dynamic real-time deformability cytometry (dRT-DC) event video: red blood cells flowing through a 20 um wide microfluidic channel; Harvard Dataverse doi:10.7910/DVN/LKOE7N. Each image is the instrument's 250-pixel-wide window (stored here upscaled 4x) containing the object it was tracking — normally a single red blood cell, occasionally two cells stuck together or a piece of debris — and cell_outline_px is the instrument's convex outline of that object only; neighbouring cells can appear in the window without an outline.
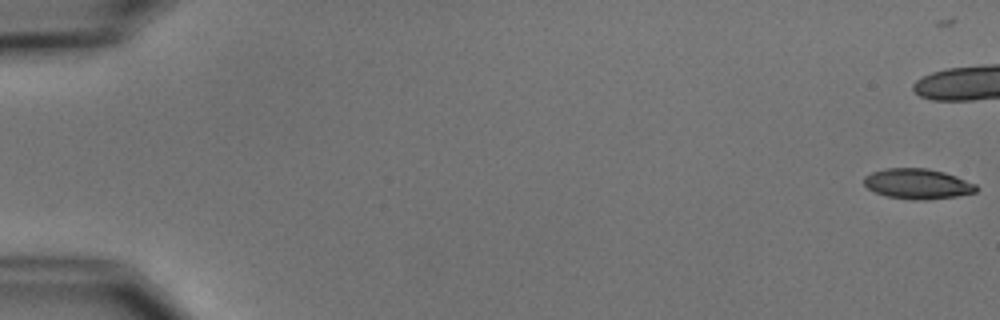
{"species": "common noctule bat (a hibernating species)", "species_latin": "Nyctalus noctula", "temperature_condition": "cold", "stored_images_in_passage": 8, "camera_frame_rate_fps": 3000, "um_per_image_px": 0.085, "animal": {"sex": "male", "body_mass_g": 15.6}, "frame": {"image": 1, "passage_image": 1, "time_ms": 0.0, "image_size_px": [1000, 320], "cell_outline_px": [[980, 188], [976, 192], [956, 196], [924, 200], [916, 200], [888, 196], [876, 192], [868, 188], [864, 184], [864, 176], [872, 172], [884, 168], [928, 168], [944, 172], [956, 176], [976, 184]], "centroid_in_image_um": [78.02, 15.61], "position_along_channel_um": 7.0, "area_um2": 19.77}}